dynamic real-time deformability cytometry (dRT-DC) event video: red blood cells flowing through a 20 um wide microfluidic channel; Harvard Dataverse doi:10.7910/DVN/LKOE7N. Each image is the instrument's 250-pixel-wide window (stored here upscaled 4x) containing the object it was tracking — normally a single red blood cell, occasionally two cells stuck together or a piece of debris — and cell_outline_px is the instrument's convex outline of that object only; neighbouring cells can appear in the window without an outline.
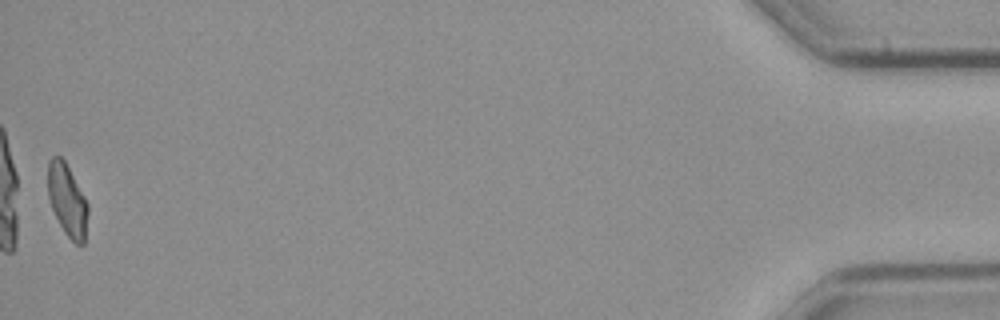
{"species": "common noctule bat (a hibernating species)", "species_latin": "Nyctalus noctula", "temperature_condition": "cold", "stored_images_in_passage": 39, "camera_frame_rate_fps": 3000, "um_per_image_px": 0.085, "animal": {"sex": "male", "body_mass_g": 23.1, "forearm_length_mm": 52.7}, "frame": {"image": 1, "passage_image": 39, "time_ms": 12.667, "image_size_px": [1000, 320], "cell_outline_px": [[88, 212], [84, 244], [76, 244], [64, 232], [52, 208], [48, 196], [48, 160], [52, 156], [60, 156], [64, 160], [88, 204]], "centroid_in_image_um": [5.71, 17.01], "position_along_channel_um": 429.5, "area_um2": 16.53}, "authors_computed_cell_mechanics": {"area_um2": 17.9758, "velocity_mm_per_s": 3.6843, "shape_relaxation_time_tau1_ms": null, "shape_relaxation_time_tau2_ms": 3.781, "deformation_change_tau1": null, "deformation_change_tau2": 0.0924}}